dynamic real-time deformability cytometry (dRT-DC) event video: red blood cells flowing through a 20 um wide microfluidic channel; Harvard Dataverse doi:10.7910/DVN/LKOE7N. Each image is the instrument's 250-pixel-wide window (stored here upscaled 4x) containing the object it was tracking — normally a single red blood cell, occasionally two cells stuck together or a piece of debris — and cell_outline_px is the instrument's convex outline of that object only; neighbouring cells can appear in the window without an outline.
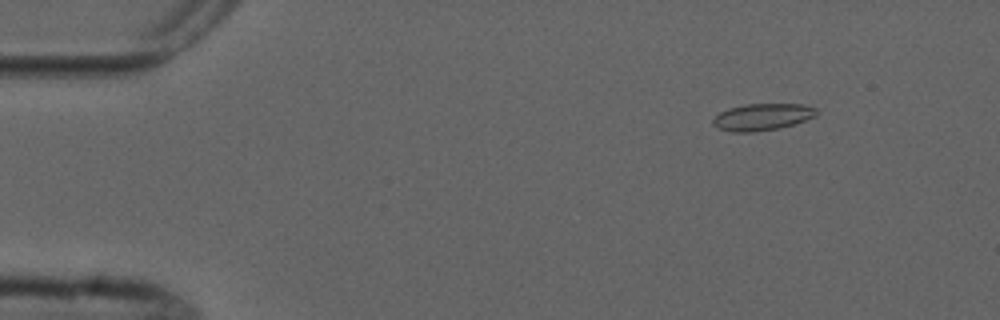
{"species": "common noctule bat (a hibernating species)", "species_latin": "Nyctalus noctula", "temperature_condition": "cold", "stored_images_in_passage": 5, "camera_frame_rate_fps": 3000, "um_per_image_px": 0.085, "animal": {"sex": "male", "forearm_length_mm": 52.5}, "frame": {"image": 1, "passage_image": 2, "time_ms": 1.0, "image_size_px": [1000, 320], "cell_outline_px": [[816, 116], [780, 128], [752, 132], [732, 132], [720, 128], [712, 124], [712, 120], [720, 112], [728, 108], [744, 104], [804, 104], [816, 108]], "centroid_in_image_um": [64.78, 9.93], "position_along_channel_um": 20.2, "area_um2": 16.07}}
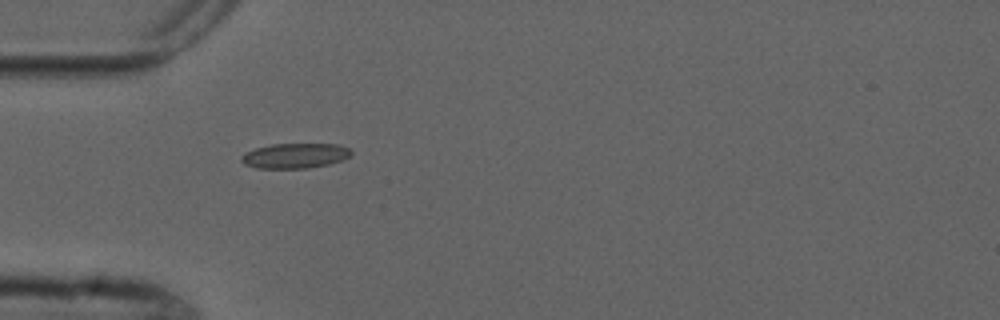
{"frame": {"image": 2, "passage_image": 5, "time_ms": 4.333, "image_size_px": [1000, 320], "cell_outline_px": [[352, 152], [348, 156], [340, 160], [328, 164], [308, 168], [256, 168], [244, 164], [240, 160], [240, 156], [256, 148], [272, 144], [336, 144], [348, 148]], "centroid_in_image_um": [25.03, 13.24], "position_along_channel_um": 60.0, "area_um2": 15.78}}